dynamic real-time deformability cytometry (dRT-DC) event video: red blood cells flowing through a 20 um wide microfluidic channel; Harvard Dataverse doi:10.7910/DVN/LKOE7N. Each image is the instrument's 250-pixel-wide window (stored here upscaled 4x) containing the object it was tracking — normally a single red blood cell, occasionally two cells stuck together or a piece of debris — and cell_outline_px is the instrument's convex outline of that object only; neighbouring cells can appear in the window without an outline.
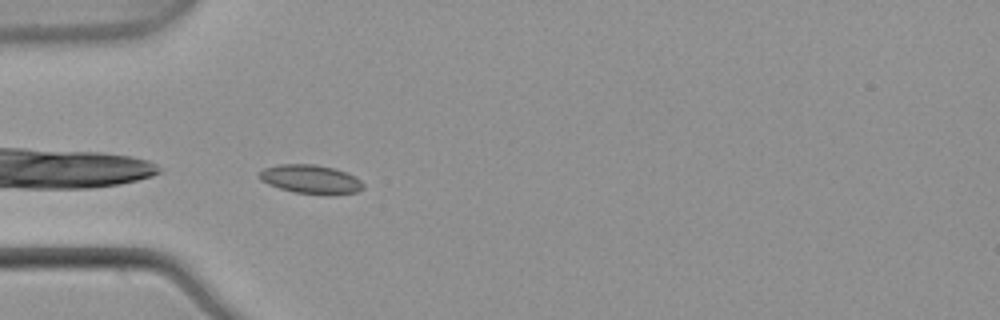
{"species": "common noctule bat (a hibernating species)", "species_latin": "Nyctalus noctula", "temperature_condition": "warm", "stored_images_in_passage": 5, "camera_frame_rate_fps": 3000, "um_per_image_px": 0.085, "animal": {"sex": "male", "body_mass_g": 21.5, "forearm_length_mm": 52.0}, "frame": {"image": 1, "passage_image": 5, "time_ms": 1.333, "image_size_px": [1000, 320], "cell_outline_px": [[364, 188], [356, 192], [332, 196], [296, 192], [280, 188], [268, 184], [260, 180], [260, 172], [264, 168], [280, 164], [316, 164], [336, 168], [348, 172], [356, 176], [364, 184]], "centroid_in_image_um": [26.48, 15.24], "position_along_channel_um": 58.5, "area_um2": 17.74}}